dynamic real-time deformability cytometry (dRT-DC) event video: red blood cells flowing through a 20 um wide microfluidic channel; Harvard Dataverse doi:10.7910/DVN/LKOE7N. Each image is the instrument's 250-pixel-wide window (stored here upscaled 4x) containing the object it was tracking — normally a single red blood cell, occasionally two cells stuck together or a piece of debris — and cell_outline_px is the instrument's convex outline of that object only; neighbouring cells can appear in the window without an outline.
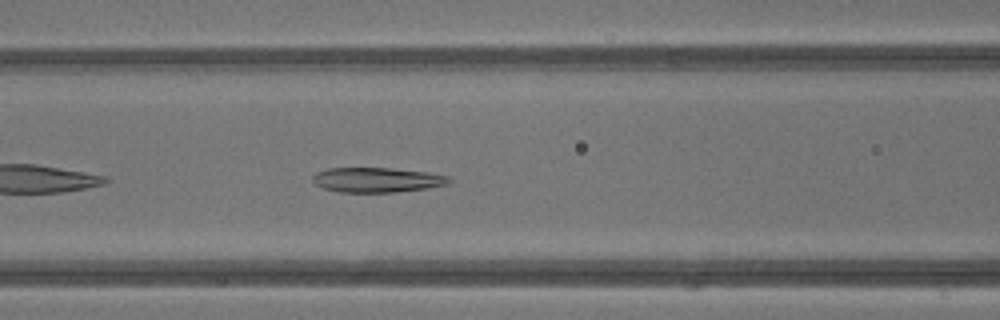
{"species": "common noctule bat (a hibernating species)", "species_latin": "Nyctalus noctula", "temperature_condition": "warm", "stored_images_in_passage": 30, "camera_frame_rate_fps": 3000, "um_per_image_px": 0.085, "animal": {"sex": "male", "body_mass_g": 13.3}, "frame": {"image": 1, "passage_image": 6, "time_ms": 1.667, "image_size_px": [1000, 320], "cell_outline_px": [[452, 180], [448, 184], [428, 188], [396, 192], [340, 192], [324, 188], [316, 184], [312, 180], [312, 176], [316, 172], [328, 168], [392, 168], [428, 172], [448, 176]], "centroid_in_image_um": [32.06, 15.28], "position_along_channel_um": 134.5, "area_um2": 19.77}}
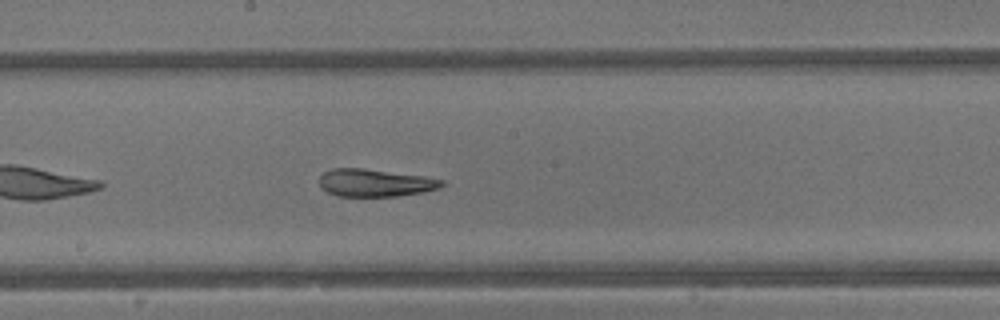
{"frame": {"image": 2, "passage_image": 11, "time_ms": 3.333, "image_size_px": [1000, 320], "cell_outline_px": [[448, 184], [440, 188], [424, 192], [396, 196], [336, 196], [320, 188], [320, 176], [324, 172], [332, 168], [360, 168], [424, 176], [444, 180]], "centroid_in_image_um": [31.91, 15.54], "position_along_channel_um": 216.3, "area_um2": 19.77}}
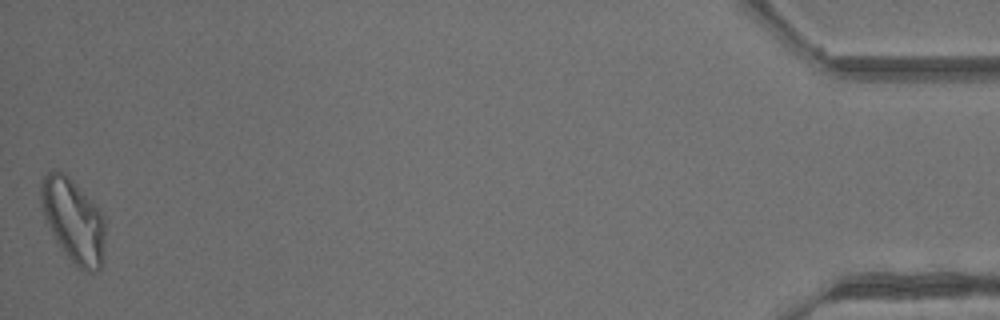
{"frame": {"image": 3, "passage_image": 30, "time_ms": 9.667, "image_size_px": [1000, 320], "cell_outline_px": [[104, 248], [100, 268], [96, 272], [88, 272], [72, 264], [60, 248], [52, 236], [44, 216], [40, 200], [40, 184], [44, 176], [48, 172], [56, 168], [68, 176], [100, 208], [104, 216]], "centroid_in_image_um": [6.22, 18.75], "position_along_channel_um": 429.0, "area_um2": 31.73}, "authors_computed_cell_mechanics": {"area_um2": 20.6635, "velocity_mm_per_s": 4.905, "shape_relaxation_time_tau1_ms": null, "shape_relaxation_time_tau2_ms": 3.8106, "deformation_change_tau1": null, "deformation_change_tau2": 0.134}}